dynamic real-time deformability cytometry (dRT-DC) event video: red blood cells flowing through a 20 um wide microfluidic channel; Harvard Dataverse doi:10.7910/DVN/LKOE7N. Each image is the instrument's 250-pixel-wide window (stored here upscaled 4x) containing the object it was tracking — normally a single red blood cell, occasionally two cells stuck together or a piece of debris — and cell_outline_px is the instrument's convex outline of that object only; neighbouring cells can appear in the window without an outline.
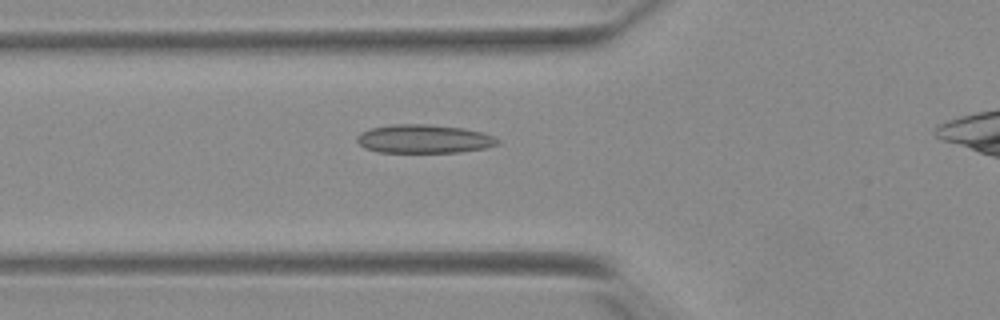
{"species": "Egyptian fruit bat (a non-hibernating species)", "species_latin": "Rousettus aegyptiacus", "temperature_condition": "warm", "stored_images_in_passage": 36, "camera_frame_rate_fps": 3000, "um_per_image_px": 0.085, "animal": {"sex": "female"}, "frame": {"image": 1, "passage_image": 8, "time_ms": 2.333, "image_size_px": [1000, 320], "cell_outline_px": [[500, 144], [484, 148], [460, 152], [380, 152], [364, 148], [356, 140], [356, 136], [360, 132], [368, 128], [392, 124], [428, 124], [464, 128], [496, 136], [500, 140]], "centroid_in_image_um": [36.03, 11.8], "position_along_channel_um": 89.8, "area_um2": 23.64}}
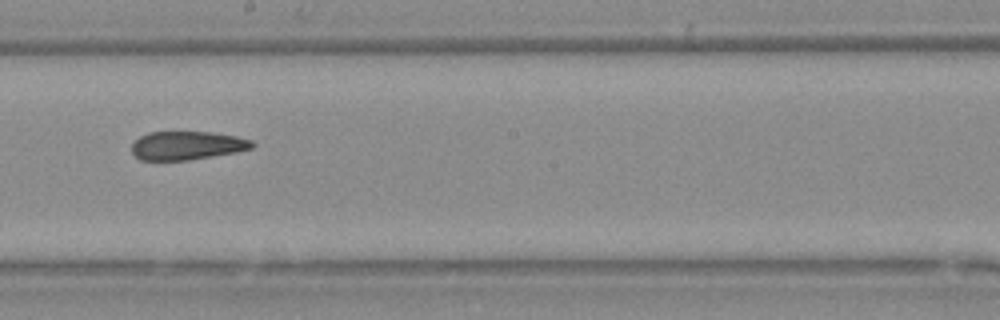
{"frame": {"image": 2, "passage_image": 19, "time_ms": 6.0, "image_size_px": [1000, 320], "cell_outline_px": [[256, 144], [252, 148], [236, 152], [188, 160], [140, 160], [132, 152], [132, 144], [140, 136], [148, 132], [212, 132], [236, 136], [252, 140]], "centroid_in_image_um": [15.91, 12.36], "position_along_channel_um": 232.3, "area_um2": 20.0}}
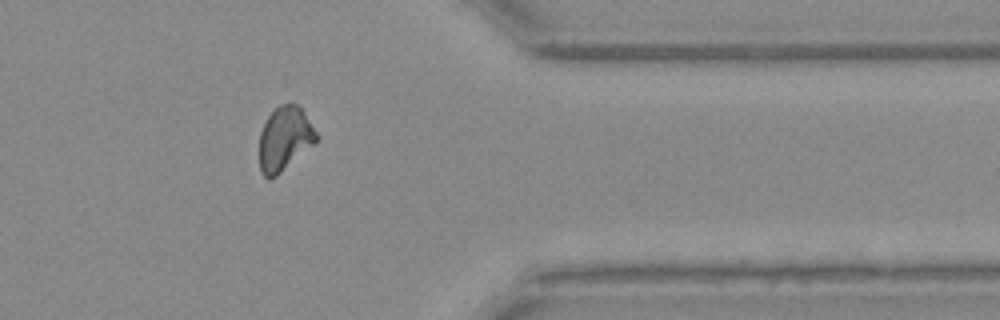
{"frame": {"image": 3, "passage_image": 32, "time_ms": 10.333, "image_size_px": [1000, 320], "cell_outline_px": [[316, 140], [312, 144], [276, 176], [268, 180], [260, 172], [260, 132], [268, 116], [280, 104], [296, 104], [304, 112], [316, 132]], "centroid_in_image_um": [24.15, 11.8], "position_along_channel_um": 387.2, "area_um2": 20.63}}